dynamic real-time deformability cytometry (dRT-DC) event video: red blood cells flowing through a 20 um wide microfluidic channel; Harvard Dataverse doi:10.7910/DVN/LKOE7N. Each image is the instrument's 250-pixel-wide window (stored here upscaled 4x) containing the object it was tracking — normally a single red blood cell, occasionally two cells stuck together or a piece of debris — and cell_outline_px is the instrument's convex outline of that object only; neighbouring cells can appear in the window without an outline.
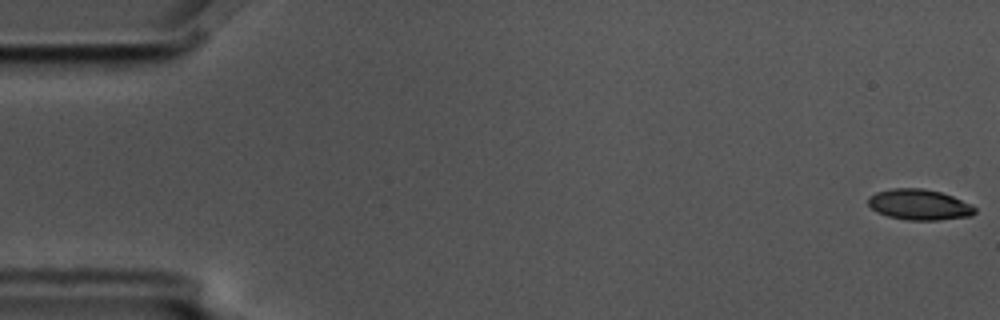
{"species": "common noctule bat (a hibernating species)", "species_latin": "Nyctalus noctula", "temperature_condition": "cold", "stored_images_in_passage": 5, "camera_frame_rate_fps": 3000, "um_per_image_px": 0.085, "animal": {"sex": "male", "body_mass_g": 17.5, "forearm_length_mm": 52.3}, "frame": {"image": 1, "passage_image": 1, "time_ms": 0.0, "image_size_px": [1000, 320], "cell_outline_px": [[976, 212], [972, 216], [940, 220], [908, 220], [888, 216], [876, 212], [868, 204], [868, 196], [876, 192], [892, 188], [924, 188], [940, 192], [952, 196], [972, 204], [976, 208]], "centroid_in_image_um": [78.15, 17.39], "position_along_channel_um": 6.9, "area_um2": 19.25}}